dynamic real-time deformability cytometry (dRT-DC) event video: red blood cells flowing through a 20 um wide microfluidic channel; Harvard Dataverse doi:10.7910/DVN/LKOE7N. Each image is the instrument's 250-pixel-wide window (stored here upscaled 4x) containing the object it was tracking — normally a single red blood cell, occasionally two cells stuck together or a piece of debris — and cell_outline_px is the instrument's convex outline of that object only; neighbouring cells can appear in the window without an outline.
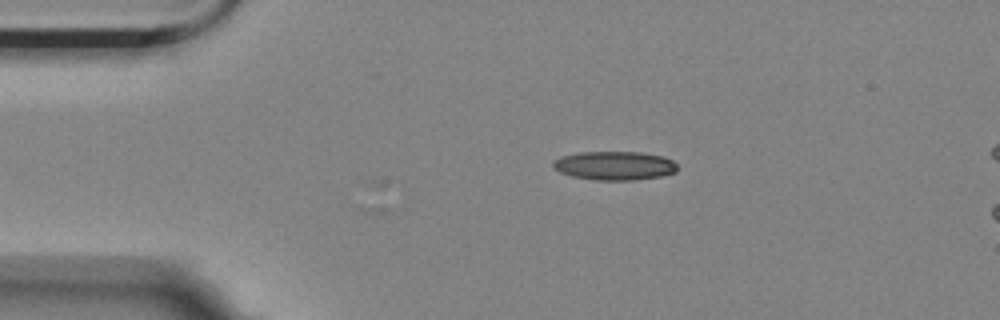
{"species": "Egyptian fruit bat (a non-hibernating species)", "species_latin": "Rousettus aegyptiacus", "temperature_condition": "room temperature", "stored_images_in_passage": 3, "camera_frame_rate_fps": 3000, "um_per_image_px": 0.085, "animal": {"sex": "female"}, "frame": {"image": 1, "passage_image": 1, "time_ms": 0.0, "image_size_px": [1000, 320], "cell_outline_px": [[680, 168], [676, 172], [660, 176], [632, 180], [596, 180], [572, 176], [560, 172], [552, 168], [552, 160], [560, 156], [580, 152], [640, 152], [664, 156], [672, 160]], "centroid_in_image_um": [52.22, 14.07], "position_along_channel_um": 32.8, "area_um2": 21.04}}